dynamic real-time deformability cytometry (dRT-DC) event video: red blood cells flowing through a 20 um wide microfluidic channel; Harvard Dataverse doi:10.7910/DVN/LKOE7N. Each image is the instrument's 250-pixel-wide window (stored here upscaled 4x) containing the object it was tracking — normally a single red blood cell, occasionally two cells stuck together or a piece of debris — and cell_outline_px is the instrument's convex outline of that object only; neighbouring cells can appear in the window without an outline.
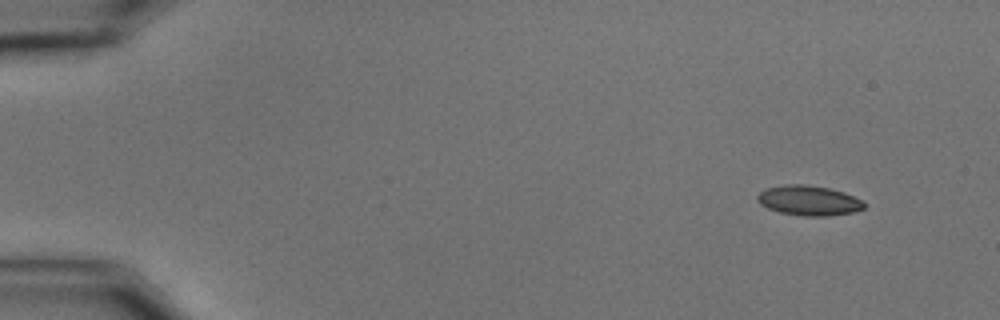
{"species": "common noctule bat (a hibernating species)", "species_latin": "Nyctalus noctula", "temperature_condition": "cold", "stored_images_in_passage": 53, "camera_frame_rate_fps": 3000, "um_per_image_px": 0.085, "animal": {"sex": "male", "body_mass_g": 15.6}, "frame": {"image": 1, "passage_image": 1, "time_ms": 0.0, "image_size_px": [1000, 320], "cell_outline_px": [[864, 208], [852, 212], [828, 216], [804, 216], [780, 212], [768, 208], [760, 204], [756, 200], [756, 196], [764, 188], [784, 184], [804, 184], [828, 188], [844, 192], [864, 200]], "centroid_in_image_um": [68.72, 17.03], "position_along_channel_um": 16.3, "area_um2": 18.73}}
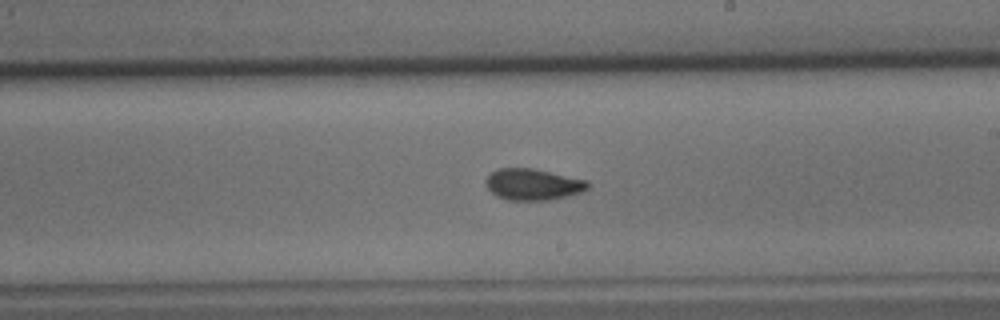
{"frame": {"image": 2, "passage_image": 30, "time_ms": 9.667, "image_size_px": [1000, 320], "cell_outline_px": [[588, 188], [584, 192], [568, 196], [548, 200], [508, 200], [496, 196], [484, 184], [484, 180], [496, 168], [532, 168], [588, 180]], "centroid_in_image_um": [45.29, 15.67], "position_along_channel_um": 243.7, "area_um2": 18.79}}
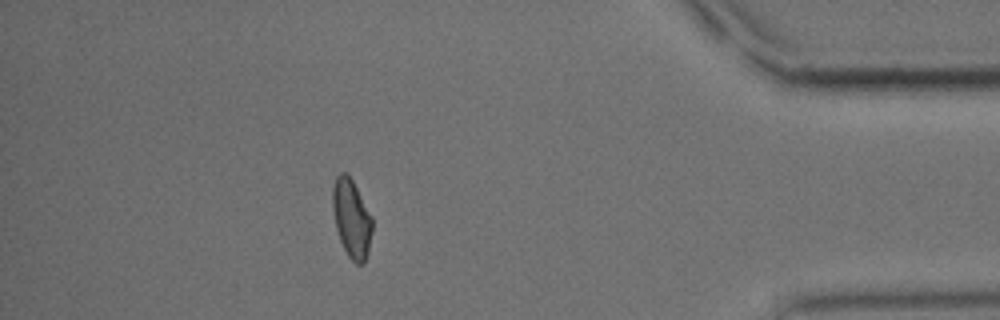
{"frame": {"image": 3, "passage_image": 47, "time_ms": 15.333, "image_size_px": [1000, 320], "cell_outline_px": [[372, 232], [368, 252], [364, 264], [356, 264], [348, 256], [340, 240], [336, 228], [332, 208], [332, 188], [336, 176], [340, 172], [348, 172], [372, 216]], "centroid_in_image_um": [29.88, 18.55], "position_along_channel_um": 405.3, "area_um2": 18.26}, "authors_computed_cell_mechanics": {"area_um2": 18.4382, "velocity_mm_per_s": 3.5393, "shape_relaxation_time_tau1_ms": 7.2734, "shape_relaxation_time_tau2_ms": 2.5489, "deformation_change_tau1": 0.1372, "deformation_change_tau2": 0.0714}}